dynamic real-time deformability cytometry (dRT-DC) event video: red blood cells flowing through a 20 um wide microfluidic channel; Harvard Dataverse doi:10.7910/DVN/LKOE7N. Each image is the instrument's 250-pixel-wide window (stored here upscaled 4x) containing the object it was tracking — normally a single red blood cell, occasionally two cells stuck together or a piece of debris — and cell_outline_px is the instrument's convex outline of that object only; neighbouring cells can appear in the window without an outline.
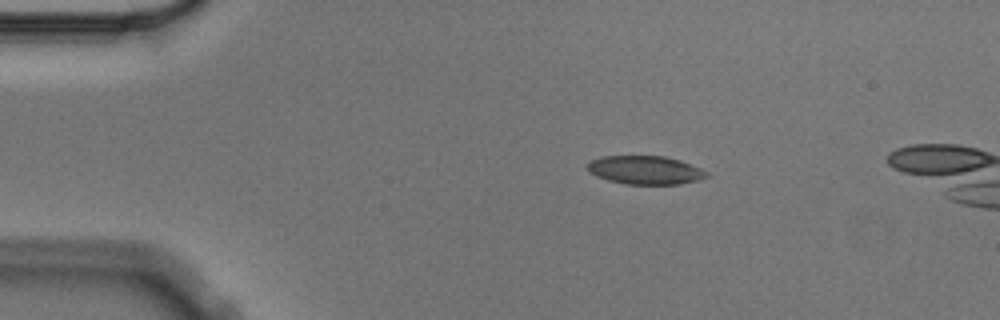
{"species": "Egyptian fruit bat (a non-hibernating species)", "species_latin": "Rousettus aegyptiacus", "temperature_condition": "cold", "stored_images_in_passage": 3, "camera_frame_rate_fps": 3000, "um_per_image_px": 0.085, "animal": {"sex": "male"}, "frame": {"image": 1, "passage_image": 2, "time_ms": 0.333, "image_size_px": [1000, 320], "cell_outline_px": [[712, 176], [680, 184], [624, 184], [608, 180], [596, 176], [588, 172], [588, 164], [592, 160], [604, 156], [664, 156], [680, 160], [700, 168], [708, 172]], "centroid_in_image_um": [54.87, 14.46], "position_along_channel_um": 30.1, "area_um2": 19.77}}